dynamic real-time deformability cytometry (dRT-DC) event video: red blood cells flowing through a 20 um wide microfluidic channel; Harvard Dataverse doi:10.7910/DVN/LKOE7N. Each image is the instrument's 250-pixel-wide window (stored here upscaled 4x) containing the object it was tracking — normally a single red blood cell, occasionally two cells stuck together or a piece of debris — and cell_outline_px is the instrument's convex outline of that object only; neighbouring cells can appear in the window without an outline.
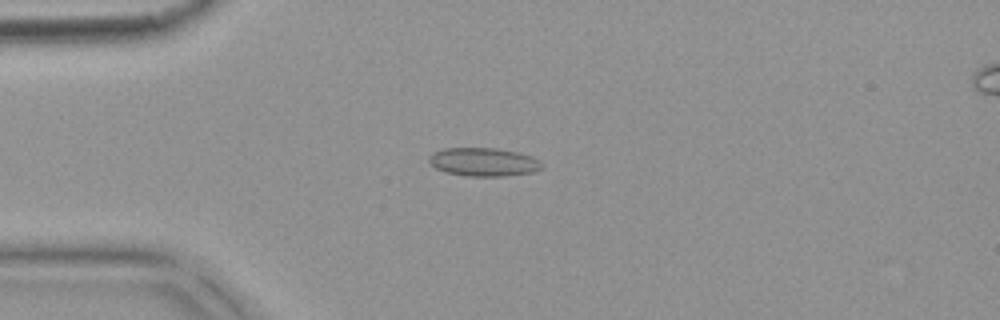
{"species": "common noctule bat (a hibernating species)", "species_latin": "Nyctalus noctula", "temperature_condition": "warm", "stored_images_in_passage": 4, "camera_frame_rate_fps": 3000, "um_per_image_px": 0.085, "animal": {"sex": "female", "body_mass_g": 18.4}, "frame": {"image": 1, "passage_image": 3, "time_ms": 0.667, "image_size_px": [1000, 320], "cell_outline_px": [[544, 168], [532, 172], [504, 176], [468, 176], [444, 172], [436, 168], [428, 160], [428, 156], [432, 152], [444, 148], [496, 148], [516, 152], [532, 156], [540, 160], [544, 164]], "centroid_in_image_um": [41.11, 13.77], "position_along_channel_um": 43.9, "area_um2": 18.84}}